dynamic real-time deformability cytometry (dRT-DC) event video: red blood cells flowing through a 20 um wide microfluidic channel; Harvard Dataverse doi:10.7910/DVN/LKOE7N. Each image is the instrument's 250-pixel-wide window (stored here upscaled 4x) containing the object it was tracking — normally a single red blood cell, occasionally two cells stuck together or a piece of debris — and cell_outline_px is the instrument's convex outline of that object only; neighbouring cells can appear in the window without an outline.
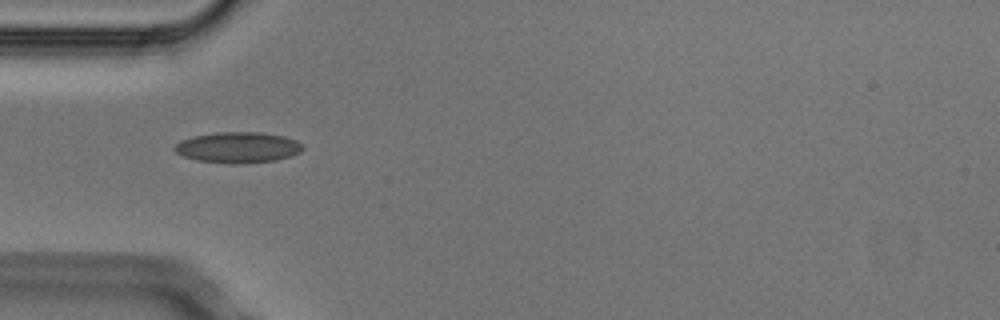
{"species": "Egyptian fruit bat (a non-hibernating species)", "species_latin": "Rousettus aegyptiacus", "temperature_condition": "cold", "stored_images_in_passage": 3, "camera_frame_rate_fps": 3000, "um_per_image_px": 0.085, "animal": {"sex": "male"}, "frame": {"image": 1, "passage_image": 1, "time_ms": 0.0, "image_size_px": [1000, 320], "cell_outline_px": [[304, 148], [300, 152], [292, 156], [276, 160], [244, 164], [228, 164], [200, 160], [184, 156], [176, 152], [172, 148], [180, 140], [192, 136], [216, 132], [260, 132], [284, 136], [296, 140]], "centroid_in_image_um": [20.23, 12.53], "position_along_channel_um": 64.8, "area_um2": 23.18}}
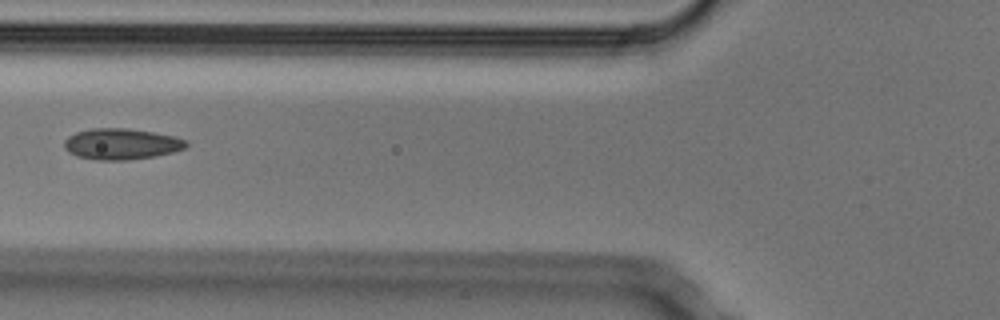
{"frame": {"image": 2, "passage_image": 2, "time_ms": 0.333, "image_size_px": [1000, 320], "cell_outline_px": [[188, 144], [184, 148], [172, 152], [156, 156], [128, 160], [96, 160], [76, 156], [68, 152], [64, 148], [64, 140], [68, 136], [76, 132], [92, 128], [128, 128], [176, 136], [188, 140]], "centroid_in_image_um": [10.31, 12.24], "position_along_channel_um": 115.5, "area_um2": 22.25}}
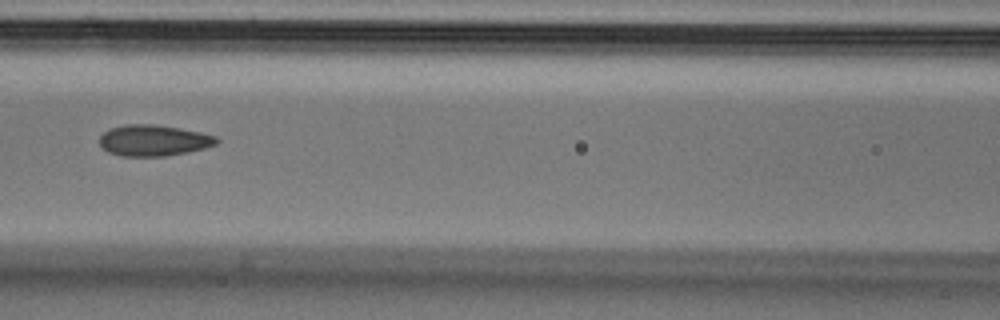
{"frame": {"image": 3, "passage_image": 3, "time_ms": 0.667, "image_size_px": [1000, 320], "cell_outline_px": [[220, 140], [216, 144], [204, 148], [188, 152], [164, 156], [120, 156], [108, 152], [100, 144], [100, 136], [104, 132], [112, 128], [124, 124], [152, 124], [180, 128], [200, 132], [216, 136]], "centroid_in_image_um": [13.06, 11.93], "position_along_channel_um": 153.5, "area_um2": 21.15}}